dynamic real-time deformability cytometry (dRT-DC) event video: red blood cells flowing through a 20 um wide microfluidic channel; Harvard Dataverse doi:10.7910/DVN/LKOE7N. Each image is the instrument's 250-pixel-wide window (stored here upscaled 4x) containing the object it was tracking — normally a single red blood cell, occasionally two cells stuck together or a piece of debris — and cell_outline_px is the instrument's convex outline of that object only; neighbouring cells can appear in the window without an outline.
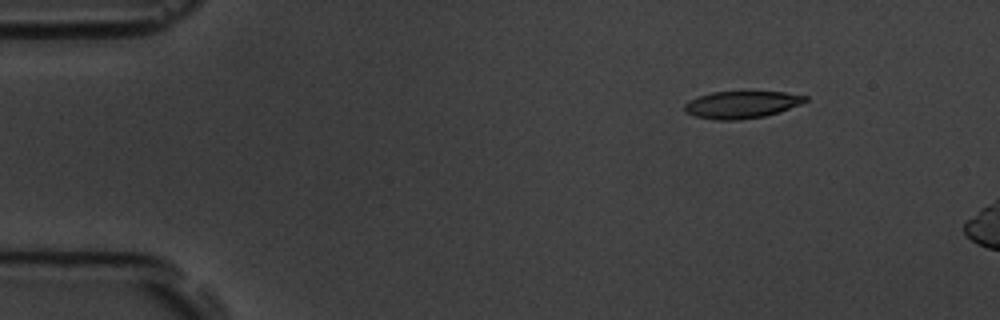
{"species": "common noctule bat (a hibernating species)", "species_latin": "Nyctalus noctula", "temperature_condition": "room temperature", "stored_images_in_passage": 4, "camera_frame_rate_fps": 3000, "um_per_image_px": 0.085, "animal": {"sex": "male", "body_mass_g": 19.5, "forearm_length_mm": 54.6}, "frame": {"image": 1, "passage_image": 2, "time_ms": 1.333, "image_size_px": [1000, 320], "cell_outline_px": [[808, 100], [800, 104], [764, 116], [736, 120], [716, 120], [696, 116], [684, 112], [684, 104], [688, 100], [712, 92], [784, 92], [808, 96]], "centroid_in_image_um": [63.0, 8.89], "position_along_channel_um": 22.0, "area_um2": 18.9}}